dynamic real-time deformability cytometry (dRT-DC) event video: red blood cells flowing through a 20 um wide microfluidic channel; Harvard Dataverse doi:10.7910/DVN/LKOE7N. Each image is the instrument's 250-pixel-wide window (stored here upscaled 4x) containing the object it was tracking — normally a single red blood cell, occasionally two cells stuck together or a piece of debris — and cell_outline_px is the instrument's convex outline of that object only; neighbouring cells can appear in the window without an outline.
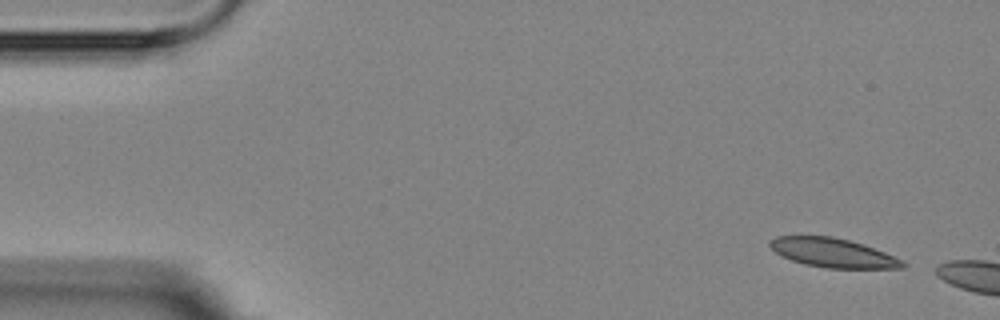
{"species": "Egyptian fruit bat (a non-hibernating species)", "species_latin": "Rousettus aegyptiacus", "temperature_condition": "room temperature", "stored_images_in_passage": 3, "camera_frame_rate_fps": 3000, "um_per_image_px": 0.085, "animal": {"sex": "female"}, "frame": {"image": 1, "passage_image": 1, "time_ms": 0.0, "image_size_px": [1000, 320], "cell_outline_px": [[908, 264], [904, 268], [828, 268], [804, 264], [780, 256], [768, 244], [776, 236], [832, 236], [864, 244], [904, 260]], "centroid_in_image_um": [70.83, 21.49], "position_along_channel_um": 14.2, "area_um2": 22.48}}